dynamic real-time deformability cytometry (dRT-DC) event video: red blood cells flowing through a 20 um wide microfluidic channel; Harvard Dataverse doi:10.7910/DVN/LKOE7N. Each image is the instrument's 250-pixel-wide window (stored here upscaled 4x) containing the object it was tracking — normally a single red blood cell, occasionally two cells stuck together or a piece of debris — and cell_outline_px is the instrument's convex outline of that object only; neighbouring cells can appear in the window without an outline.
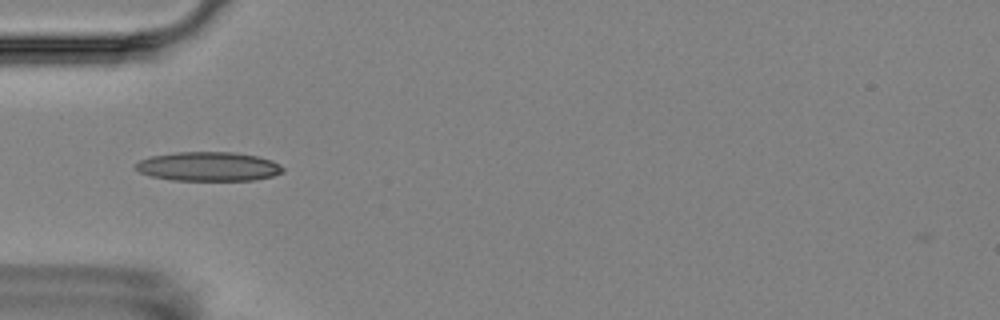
{"species": "Egyptian fruit bat (a non-hibernating species)", "species_latin": "Rousettus aegyptiacus", "temperature_condition": "room temperature", "stored_images_in_passage": 7, "camera_frame_rate_fps": 3000, "um_per_image_px": 0.085, "animal": {"sex": "female"}, "frame": {"image": 1, "passage_image": 5, "time_ms": 4.667, "image_size_px": [1000, 320], "cell_outline_px": [[284, 172], [272, 176], [256, 180], [172, 180], [152, 176], [140, 172], [136, 168], [136, 164], [140, 160], [152, 156], [176, 152], [232, 152], [256, 156], [272, 160], [280, 164], [284, 168]], "centroid_in_image_um": [17.76, 14.15], "position_along_channel_um": 67.2, "area_um2": 24.91}}
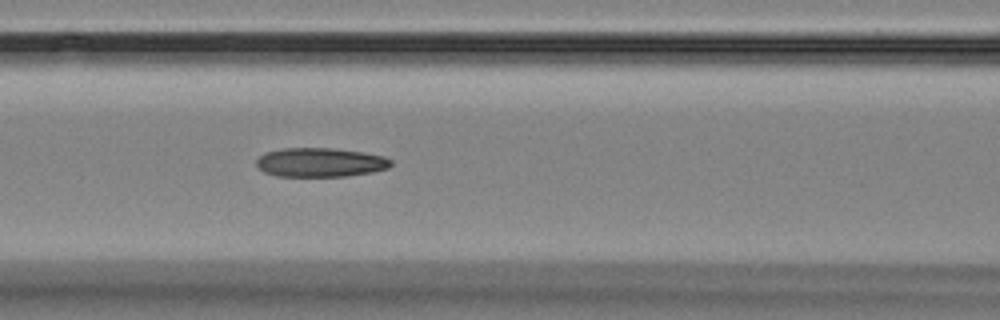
{"frame": {"image": 2, "passage_image": 7, "time_ms": 6.667, "image_size_px": [1000, 320], "cell_outline_px": [[392, 164], [388, 168], [372, 172], [344, 176], [276, 176], [264, 172], [256, 164], [256, 160], [264, 152], [284, 148], [332, 148], [360, 152], [384, 156], [392, 160]], "centroid_in_image_um": [27.21, 13.8], "position_along_channel_um": 139.4, "area_um2": 22.72}}